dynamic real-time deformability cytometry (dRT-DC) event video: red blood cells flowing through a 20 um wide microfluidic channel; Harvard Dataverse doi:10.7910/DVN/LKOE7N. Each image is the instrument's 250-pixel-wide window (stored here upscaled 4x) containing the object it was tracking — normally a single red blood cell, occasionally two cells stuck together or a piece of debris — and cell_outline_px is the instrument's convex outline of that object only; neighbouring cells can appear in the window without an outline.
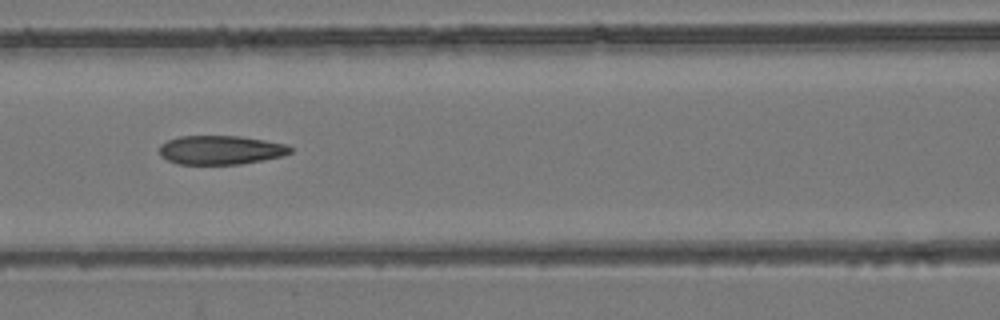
{"species": "common noctule bat (a hibernating species)", "species_latin": "Nyctalus noctula", "temperature_condition": "room temperature", "stored_images_in_passage": 6, "camera_frame_rate_fps": 3000, "um_per_image_px": 0.085, "animal": {"sex": "female", "body_mass_g": 24.6, "forearm_length_mm": 56.2}, "frame": {"image": 1, "passage_image": 3, "time_ms": 0.667, "image_size_px": [1000, 320], "cell_outline_px": [[292, 152], [284, 156], [264, 160], [240, 164], [176, 164], [160, 156], [160, 144], [168, 140], [180, 136], [240, 136], [288, 144], [292, 148]], "centroid_in_image_um": [18.78, 12.75], "position_along_channel_um": 147.8, "area_um2": 22.25}}
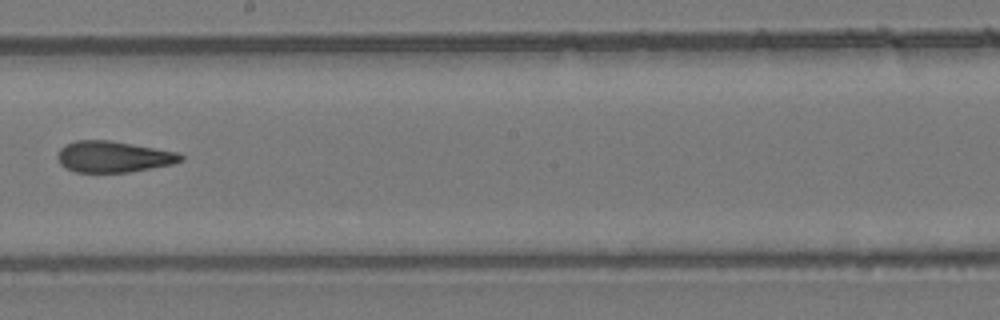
{"frame": {"image": 2, "passage_image": 5, "time_ms": 1.333, "image_size_px": [1000, 320], "cell_outline_px": [[184, 160], [172, 164], [128, 172], [76, 172], [60, 164], [56, 156], [60, 148], [76, 140], [112, 140], [176, 152], [184, 156]], "centroid_in_image_um": [9.63, 13.31], "position_along_channel_um": 238.6, "area_um2": 22.25}}
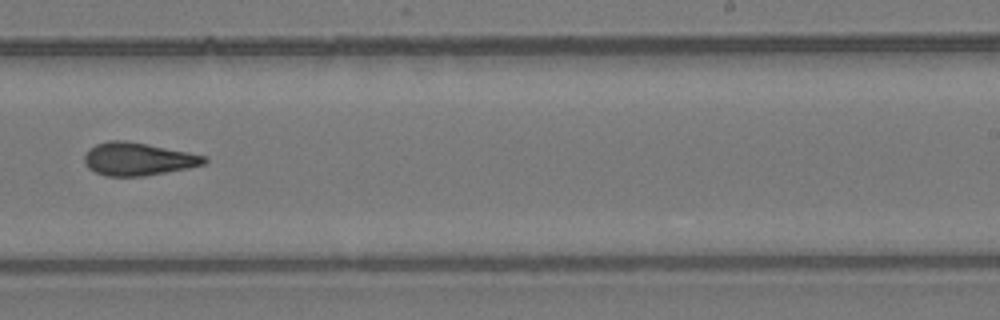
{"frame": {"image": 3, "passage_image": 6, "time_ms": 1.667, "image_size_px": [1000, 320], "cell_outline_px": [[208, 160], [204, 164], [188, 168], [144, 176], [104, 176], [88, 168], [84, 164], [84, 156], [88, 148], [96, 144], [108, 140], [124, 140], [148, 144], [208, 156]], "centroid_in_image_um": [11.71, 13.51], "position_along_channel_um": 277.3, "area_um2": 23.12}}